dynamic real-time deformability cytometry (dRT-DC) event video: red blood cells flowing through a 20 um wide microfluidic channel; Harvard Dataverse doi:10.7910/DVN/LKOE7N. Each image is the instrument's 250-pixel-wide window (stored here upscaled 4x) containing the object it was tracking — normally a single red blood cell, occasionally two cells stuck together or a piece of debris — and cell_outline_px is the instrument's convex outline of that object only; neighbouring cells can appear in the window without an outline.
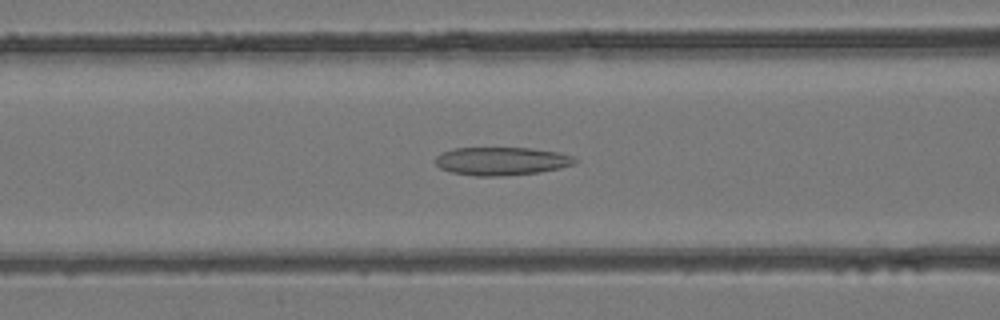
{"species": "common noctule bat (a hibernating species)", "species_latin": "Nyctalus noctula", "temperature_condition": "room temperature", "stored_images_in_passage": 41, "camera_frame_rate_fps": 3000, "um_per_image_px": 0.085, "animal": {"sex": "female", "body_mass_g": 24.6, "forearm_length_mm": 56.2}, "frame": {"image": 1, "passage_image": 16, "time_ms": 5.0, "image_size_px": [1000, 320], "cell_outline_px": [[580, 160], [572, 164], [560, 168], [540, 172], [500, 176], [476, 176], [452, 172], [440, 168], [436, 164], [436, 156], [452, 148], [532, 148], [560, 152], [572, 156]], "centroid_in_image_um": [42.66, 13.69], "position_along_channel_um": 123.9, "area_um2": 22.89}}
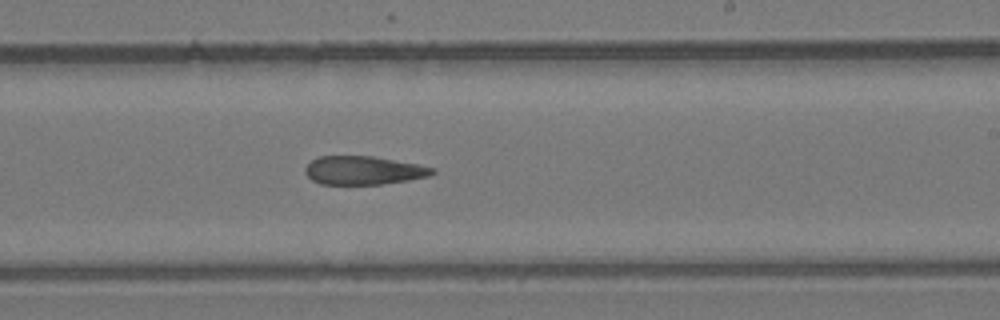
{"frame": {"image": 2, "passage_image": 24, "time_ms": 7.667, "image_size_px": [1000, 320], "cell_outline_px": [[436, 172], [428, 176], [408, 180], [380, 184], [320, 184], [312, 180], [304, 172], [304, 168], [312, 160], [320, 156], [372, 156], [416, 164], [436, 168]], "centroid_in_image_um": [30.88, 14.48], "position_along_channel_um": 258.1, "area_um2": 20.98}}
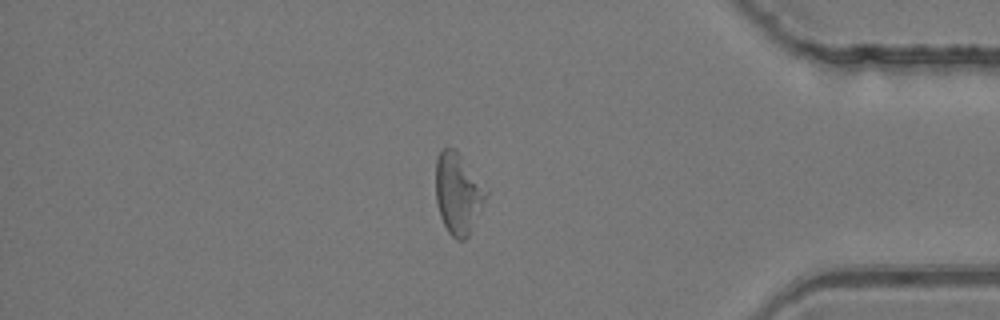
{"frame": {"image": 3, "passage_image": 34, "time_ms": 11.0, "image_size_px": [1000, 320], "cell_outline_px": [[488, 196], [468, 236], [464, 240], [456, 240], [448, 232], [440, 216], [436, 200], [436, 156], [440, 148], [456, 148], [488, 192]], "centroid_in_image_um": [38.92, 16.42], "position_along_channel_um": 396.3, "area_um2": 23.76}}